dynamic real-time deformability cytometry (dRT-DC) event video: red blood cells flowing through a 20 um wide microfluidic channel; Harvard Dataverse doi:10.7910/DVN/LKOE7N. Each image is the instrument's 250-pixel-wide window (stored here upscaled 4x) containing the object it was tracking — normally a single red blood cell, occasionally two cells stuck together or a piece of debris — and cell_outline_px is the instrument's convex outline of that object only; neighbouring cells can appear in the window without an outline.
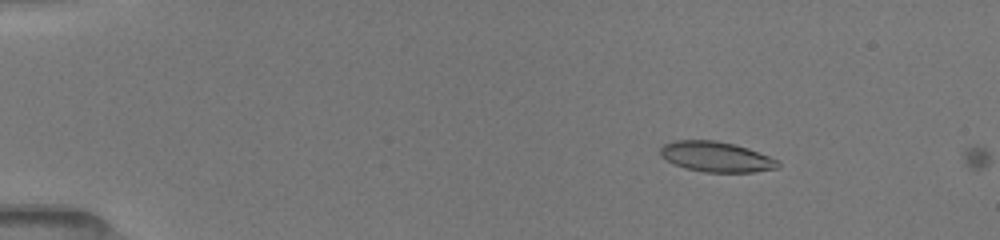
{"species": "common noctule bat (a hibernating species)", "species_latin": "Nyctalus noctula", "temperature_condition": "room temperature", "stored_images_in_passage": 7, "camera_frame_rate_fps": 3000, "um_per_image_px": 0.085, "animal": {"sex": "female", "body_mass_g": 19.5, "forearm_length_mm": 54.1}, "frame": {"image": 1, "passage_image": 5, "time_ms": 2.0, "image_size_px": [1000, 240], "cell_outline_px": [[780, 168], [752, 172], [704, 172], [684, 168], [660, 156], [660, 148], [664, 144], [676, 140], [716, 140], [736, 144], [748, 148], [780, 160]], "centroid_in_image_um": [60.92, 13.32], "position_along_channel_um": 24.1, "area_um2": 20.92}}